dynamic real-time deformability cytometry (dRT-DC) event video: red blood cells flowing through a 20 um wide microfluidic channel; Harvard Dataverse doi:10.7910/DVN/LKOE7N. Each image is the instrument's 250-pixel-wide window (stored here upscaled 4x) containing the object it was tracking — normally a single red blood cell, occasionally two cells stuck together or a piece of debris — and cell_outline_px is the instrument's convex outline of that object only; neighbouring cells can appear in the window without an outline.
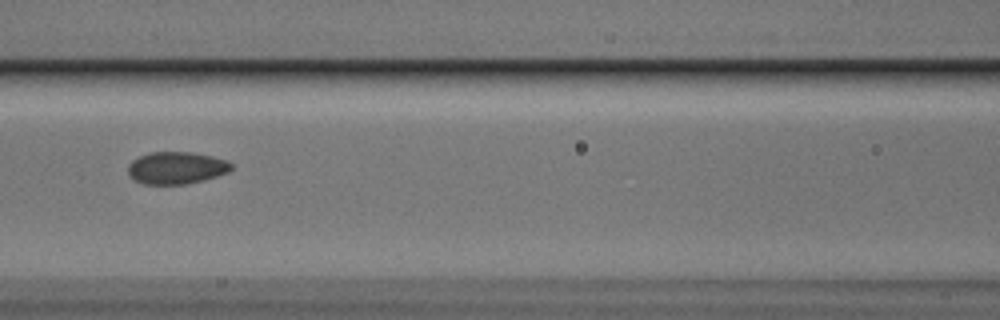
{"species": "Egyptian fruit bat (a non-hibernating species)", "species_latin": "Rousettus aegyptiacus", "temperature_condition": "cold", "stored_images_in_passage": 9, "camera_frame_rate_fps": 3000, "um_per_image_px": 0.085, "animal": {"sex": "male"}, "frame": {"image": 1, "passage_image": 7, "time_ms": 7.0, "image_size_px": [1000, 320], "cell_outline_px": [[232, 168], [228, 172], [204, 180], [188, 184], [144, 184], [132, 180], [128, 172], [128, 164], [132, 160], [140, 156], [152, 152], [192, 152], [212, 156], [228, 160], [232, 164]], "centroid_in_image_um": [14.99, 14.27], "position_along_channel_um": 151.6, "area_um2": 19.54}}
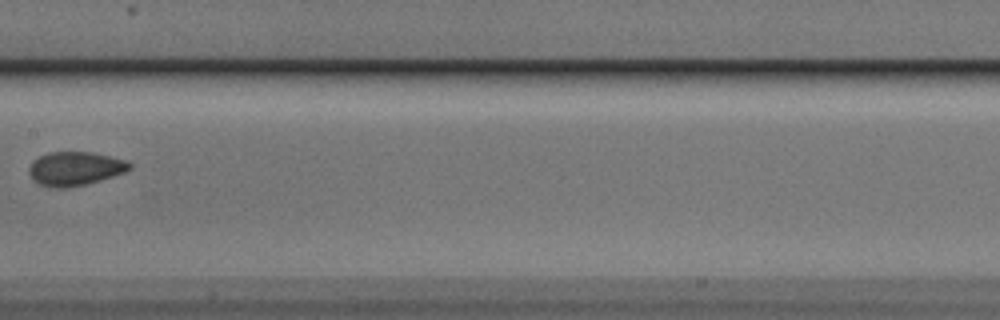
{"frame": {"image": 2, "passage_image": 8, "time_ms": 8.333, "image_size_px": [1000, 320], "cell_outline_px": [[132, 168], [124, 172], [100, 180], [68, 188], [56, 188], [40, 184], [32, 180], [28, 172], [28, 168], [32, 160], [48, 152], [92, 152], [128, 160], [132, 164]], "centroid_in_image_um": [6.37, 14.32], "position_along_channel_um": 201.0, "area_um2": 19.94}}
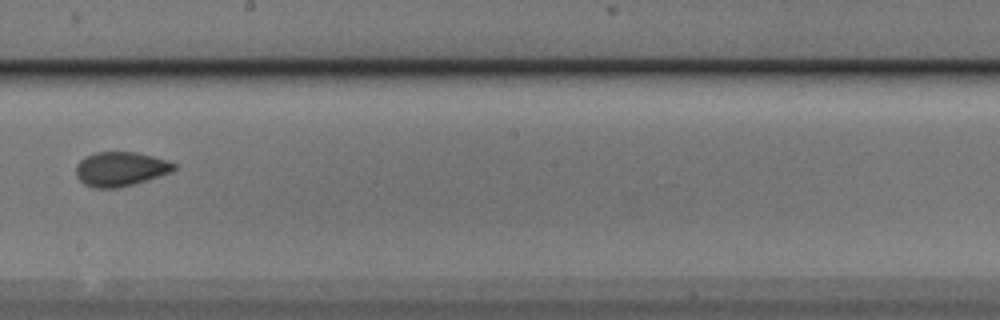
{"frame": {"image": 3, "passage_image": 9, "time_ms": 9.333, "image_size_px": [1000, 320], "cell_outline_px": [[176, 168], [172, 172], [132, 184], [116, 188], [96, 188], [84, 184], [76, 176], [76, 164], [84, 156], [96, 152], [136, 152], [168, 160], [176, 164]], "centroid_in_image_um": [10.23, 14.35], "position_along_channel_um": 238.0, "area_um2": 19.59}}